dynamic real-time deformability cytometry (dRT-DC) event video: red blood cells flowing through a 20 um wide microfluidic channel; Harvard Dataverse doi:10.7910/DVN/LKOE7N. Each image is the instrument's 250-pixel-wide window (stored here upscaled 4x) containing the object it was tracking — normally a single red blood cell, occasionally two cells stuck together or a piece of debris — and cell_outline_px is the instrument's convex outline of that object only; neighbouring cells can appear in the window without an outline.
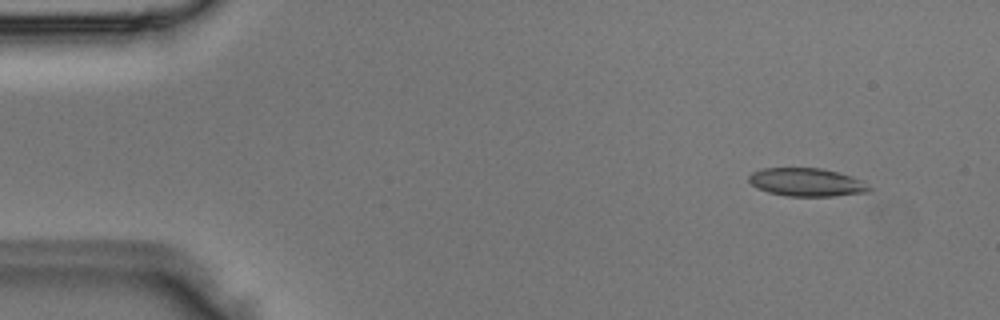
{"species": "Egyptian fruit bat (a non-hibernating species)", "species_latin": "Rousettus aegyptiacus", "temperature_condition": "room temperature", "stored_images_in_passage": 3, "camera_frame_rate_fps": 3000, "um_per_image_px": 0.085, "animal": {"sex": "male"}, "frame": {"image": 1, "passage_image": 1, "time_ms": 0.0, "image_size_px": [1000, 320], "cell_outline_px": [[876, 188], [872, 192], [832, 196], [788, 196], [768, 192], [756, 188], [748, 180], [748, 176], [752, 172], [764, 168], [820, 168], [852, 176]], "centroid_in_image_um": [68.61, 15.5], "position_along_channel_um": 16.4, "area_um2": 19.94}}